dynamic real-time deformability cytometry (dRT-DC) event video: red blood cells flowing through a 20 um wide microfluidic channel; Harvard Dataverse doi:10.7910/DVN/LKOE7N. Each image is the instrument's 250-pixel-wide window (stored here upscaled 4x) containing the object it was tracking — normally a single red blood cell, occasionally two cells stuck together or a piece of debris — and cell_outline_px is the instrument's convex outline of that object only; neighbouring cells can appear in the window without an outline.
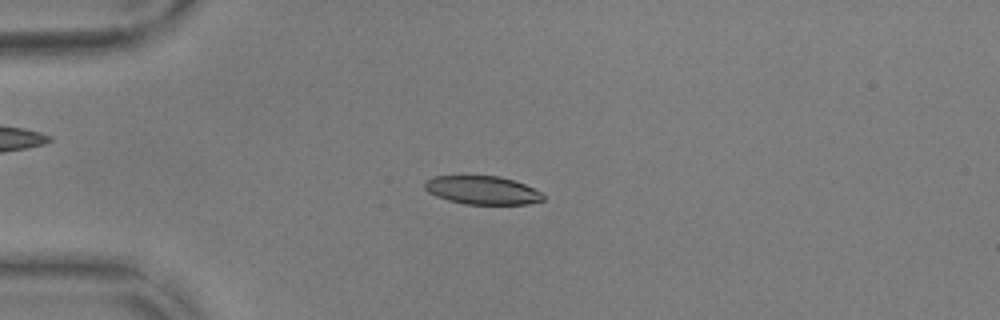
{"species": "common noctule bat (a hibernating species)", "species_latin": "Nyctalus noctula", "temperature_condition": "warm", "stored_images_in_passage": 55, "camera_frame_rate_fps": 3000, "um_per_image_px": 0.085, "animal": {"sex": "male", "body_mass_g": 17.9, "forearm_length_mm": 54.2}, "frame": {"image": 1, "passage_image": 14, "time_ms": 4.333, "image_size_px": [1000, 320], "cell_outline_px": [[544, 200], [528, 204], [464, 204], [448, 200], [436, 196], [428, 192], [424, 188], [424, 180], [432, 176], [500, 176], [524, 184], [540, 192], [544, 196]], "centroid_in_image_um": [40.95, 16.16], "position_along_channel_um": 44.0, "area_um2": 19.59}}
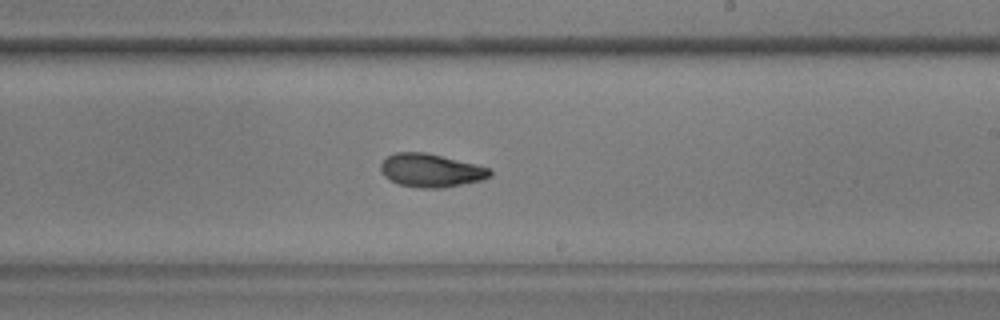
{"frame": {"image": 2, "passage_image": 33, "time_ms": 10.667, "image_size_px": [1000, 320], "cell_outline_px": [[492, 176], [480, 180], [444, 188], [420, 188], [400, 184], [384, 176], [380, 172], [380, 164], [388, 156], [396, 152], [424, 152], [476, 164], [488, 168], [492, 172]], "centroid_in_image_um": [36.61, 14.49], "position_along_channel_um": 252.4, "area_um2": 21.04}}
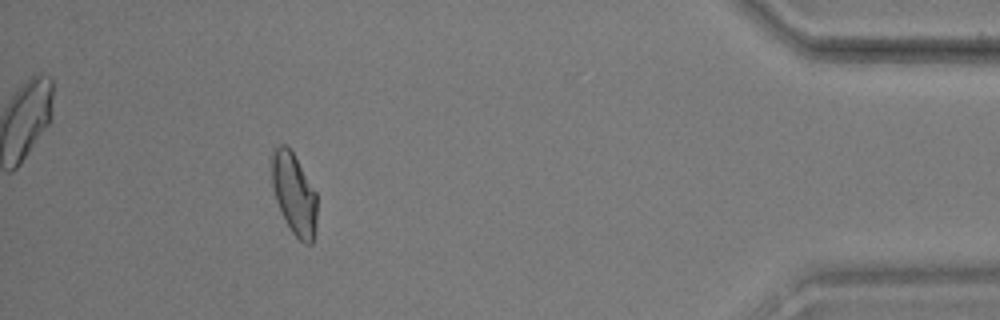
{"frame": {"image": 3, "passage_image": 50, "time_ms": 16.333, "image_size_px": [1000, 320], "cell_outline_px": [[316, 232], [312, 244], [304, 244], [292, 232], [276, 200], [272, 188], [268, 156], [272, 148], [280, 144], [284, 144], [292, 152], [316, 192]], "centroid_in_image_um": [24.95, 16.42], "position_along_channel_um": 410.3, "area_um2": 21.79}, "authors_computed_cell_mechanics": {"area_um2": 21.1548, "velocity_mm_per_s": 3.68, "shape_relaxation_time_tau1_ms": 6.1527, "shape_relaxation_time_tau2_ms": 2.7019, "deformation_change_tau1": 0.1764, "deformation_change_tau2": 0.0773}}